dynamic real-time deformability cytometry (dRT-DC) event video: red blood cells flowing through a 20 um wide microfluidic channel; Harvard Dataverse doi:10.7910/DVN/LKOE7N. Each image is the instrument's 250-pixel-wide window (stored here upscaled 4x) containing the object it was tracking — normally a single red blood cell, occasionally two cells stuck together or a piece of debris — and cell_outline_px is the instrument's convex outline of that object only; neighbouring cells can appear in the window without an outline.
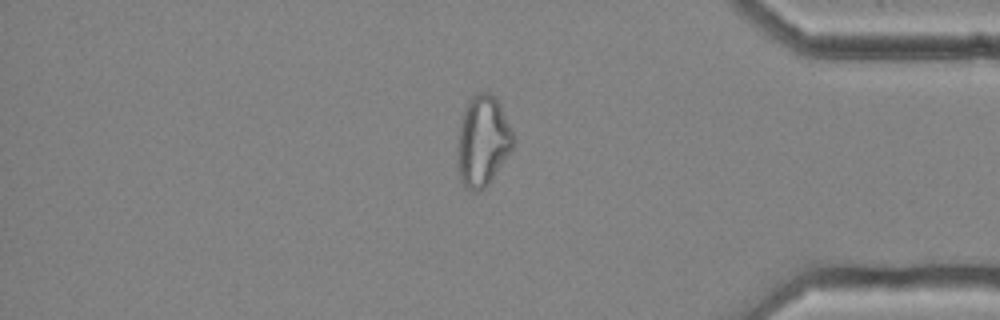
{"species": "common noctule bat (a hibernating species)", "species_latin": "Nyctalus noctula", "temperature_condition": "cold", "stored_images_in_passage": 55, "camera_frame_rate_fps": 3000, "um_per_image_px": 0.085, "animal": {"sex": "female", "body_mass_g": 25.1}, "frame": {"image": 1, "passage_image": 47, "time_ms": 15.333, "image_size_px": [1000, 320], "cell_outline_px": [[516, 140], [512, 148], [488, 184], [484, 188], [476, 192], [472, 192], [464, 188], [460, 180], [456, 164], [460, 124], [468, 100], [476, 92], [488, 92], [496, 96], [500, 104]], "centroid_in_image_um": [41.01, 12.0], "position_along_channel_um": 394.2, "area_um2": 29.54}}